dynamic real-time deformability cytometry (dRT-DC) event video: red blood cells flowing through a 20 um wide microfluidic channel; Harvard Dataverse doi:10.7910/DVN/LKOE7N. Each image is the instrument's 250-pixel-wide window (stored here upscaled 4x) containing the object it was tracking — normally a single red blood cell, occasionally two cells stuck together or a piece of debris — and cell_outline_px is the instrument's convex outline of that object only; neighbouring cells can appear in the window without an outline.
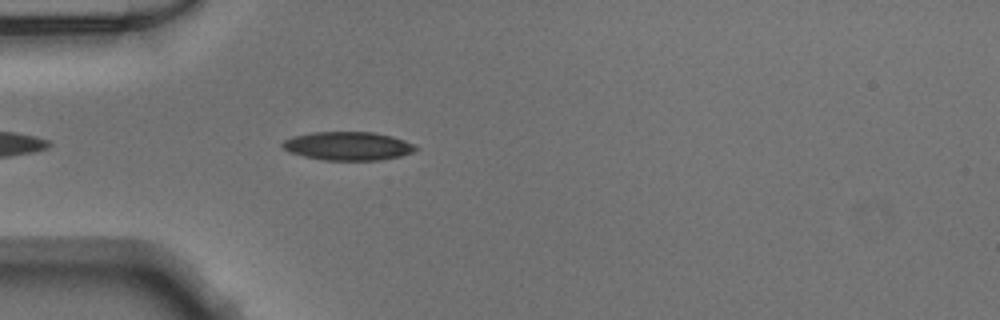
{"species": "Egyptian fruit bat (a non-hibernating species)", "species_latin": "Rousettus aegyptiacus", "temperature_condition": "warm", "stored_images_in_passage": 10, "camera_frame_rate_fps": 3000, "um_per_image_px": 0.085, "animal": {"sex": "male"}, "frame": {"image": 1, "passage_image": 5, "time_ms": 1.333, "image_size_px": [1000, 320], "cell_outline_px": [[420, 148], [412, 152], [400, 156], [380, 160], [324, 160], [304, 156], [288, 152], [280, 144], [284, 140], [292, 136], [312, 132], [372, 132], [392, 136], [404, 140]], "centroid_in_image_um": [29.55, 12.41], "position_along_channel_um": 55.4, "area_um2": 22.14}}